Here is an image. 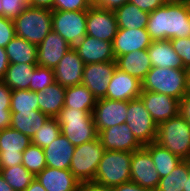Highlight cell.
I'll return each mask as SVG.
<instances>
[{
  "instance_id": "obj_1",
  "label": "cell",
  "mask_w": 190,
  "mask_h": 191,
  "mask_svg": "<svg viewBox=\"0 0 190 191\" xmlns=\"http://www.w3.org/2000/svg\"><path fill=\"white\" fill-rule=\"evenodd\" d=\"M152 41L190 37V0H169L149 15Z\"/></svg>"
},
{
  "instance_id": "obj_2",
  "label": "cell",
  "mask_w": 190,
  "mask_h": 191,
  "mask_svg": "<svg viewBox=\"0 0 190 191\" xmlns=\"http://www.w3.org/2000/svg\"><path fill=\"white\" fill-rule=\"evenodd\" d=\"M132 152L105 150L93 182L113 188L131 181Z\"/></svg>"
},
{
  "instance_id": "obj_3",
  "label": "cell",
  "mask_w": 190,
  "mask_h": 191,
  "mask_svg": "<svg viewBox=\"0 0 190 191\" xmlns=\"http://www.w3.org/2000/svg\"><path fill=\"white\" fill-rule=\"evenodd\" d=\"M61 133L76 147L98 138L92 113L63 107L56 117Z\"/></svg>"
},
{
  "instance_id": "obj_4",
  "label": "cell",
  "mask_w": 190,
  "mask_h": 191,
  "mask_svg": "<svg viewBox=\"0 0 190 191\" xmlns=\"http://www.w3.org/2000/svg\"><path fill=\"white\" fill-rule=\"evenodd\" d=\"M13 22L17 37L38 46L53 30L52 10L27 6Z\"/></svg>"
},
{
  "instance_id": "obj_5",
  "label": "cell",
  "mask_w": 190,
  "mask_h": 191,
  "mask_svg": "<svg viewBox=\"0 0 190 191\" xmlns=\"http://www.w3.org/2000/svg\"><path fill=\"white\" fill-rule=\"evenodd\" d=\"M142 82V90L166 94L180 100L187 93L186 69L152 67Z\"/></svg>"
},
{
  "instance_id": "obj_6",
  "label": "cell",
  "mask_w": 190,
  "mask_h": 191,
  "mask_svg": "<svg viewBox=\"0 0 190 191\" xmlns=\"http://www.w3.org/2000/svg\"><path fill=\"white\" fill-rule=\"evenodd\" d=\"M155 142L185 160L190 155V126L178 115L158 125Z\"/></svg>"
},
{
  "instance_id": "obj_7",
  "label": "cell",
  "mask_w": 190,
  "mask_h": 191,
  "mask_svg": "<svg viewBox=\"0 0 190 191\" xmlns=\"http://www.w3.org/2000/svg\"><path fill=\"white\" fill-rule=\"evenodd\" d=\"M87 11L52 10L53 31L69 44V50H78L87 35Z\"/></svg>"
},
{
  "instance_id": "obj_8",
  "label": "cell",
  "mask_w": 190,
  "mask_h": 191,
  "mask_svg": "<svg viewBox=\"0 0 190 191\" xmlns=\"http://www.w3.org/2000/svg\"><path fill=\"white\" fill-rule=\"evenodd\" d=\"M105 152L99 138L75 147L69 170L80 182H91Z\"/></svg>"
},
{
  "instance_id": "obj_9",
  "label": "cell",
  "mask_w": 190,
  "mask_h": 191,
  "mask_svg": "<svg viewBox=\"0 0 190 191\" xmlns=\"http://www.w3.org/2000/svg\"><path fill=\"white\" fill-rule=\"evenodd\" d=\"M126 117L125 123L142 146L155 142L158 125L140 97L128 101Z\"/></svg>"
},
{
  "instance_id": "obj_10",
  "label": "cell",
  "mask_w": 190,
  "mask_h": 191,
  "mask_svg": "<svg viewBox=\"0 0 190 191\" xmlns=\"http://www.w3.org/2000/svg\"><path fill=\"white\" fill-rule=\"evenodd\" d=\"M31 143V138L11 127L0 131V168L22 164V152Z\"/></svg>"
},
{
  "instance_id": "obj_11",
  "label": "cell",
  "mask_w": 190,
  "mask_h": 191,
  "mask_svg": "<svg viewBox=\"0 0 190 191\" xmlns=\"http://www.w3.org/2000/svg\"><path fill=\"white\" fill-rule=\"evenodd\" d=\"M130 167L131 182L151 191L157 189L161 177L156 170L150 153L144 147L132 152Z\"/></svg>"
},
{
  "instance_id": "obj_12",
  "label": "cell",
  "mask_w": 190,
  "mask_h": 191,
  "mask_svg": "<svg viewBox=\"0 0 190 191\" xmlns=\"http://www.w3.org/2000/svg\"><path fill=\"white\" fill-rule=\"evenodd\" d=\"M87 35L96 39L113 42L118 31V23L112 10L91 6L87 10Z\"/></svg>"
},
{
  "instance_id": "obj_13",
  "label": "cell",
  "mask_w": 190,
  "mask_h": 191,
  "mask_svg": "<svg viewBox=\"0 0 190 191\" xmlns=\"http://www.w3.org/2000/svg\"><path fill=\"white\" fill-rule=\"evenodd\" d=\"M128 101L97 99L92 115L97 132L126 122Z\"/></svg>"
},
{
  "instance_id": "obj_14",
  "label": "cell",
  "mask_w": 190,
  "mask_h": 191,
  "mask_svg": "<svg viewBox=\"0 0 190 191\" xmlns=\"http://www.w3.org/2000/svg\"><path fill=\"white\" fill-rule=\"evenodd\" d=\"M116 67V61L85 64L81 84L85 85L97 99L105 98Z\"/></svg>"
},
{
  "instance_id": "obj_15",
  "label": "cell",
  "mask_w": 190,
  "mask_h": 191,
  "mask_svg": "<svg viewBox=\"0 0 190 191\" xmlns=\"http://www.w3.org/2000/svg\"><path fill=\"white\" fill-rule=\"evenodd\" d=\"M139 97L157 125L179 115V100L172 96L142 90Z\"/></svg>"
},
{
  "instance_id": "obj_16",
  "label": "cell",
  "mask_w": 190,
  "mask_h": 191,
  "mask_svg": "<svg viewBox=\"0 0 190 191\" xmlns=\"http://www.w3.org/2000/svg\"><path fill=\"white\" fill-rule=\"evenodd\" d=\"M98 138L105 150L133 152L143 147L126 123L99 131Z\"/></svg>"
},
{
  "instance_id": "obj_17",
  "label": "cell",
  "mask_w": 190,
  "mask_h": 191,
  "mask_svg": "<svg viewBox=\"0 0 190 191\" xmlns=\"http://www.w3.org/2000/svg\"><path fill=\"white\" fill-rule=\"evenodd\" d=\"M142 82L116 67L109 81L106 97L110 100L129 101L139 98Z\"/></svg>"
},
{
  "instance_id": "obj_18",
  "label": "cell",
  "mask_w": 190,
  "mask_h": 191,
  "mask_svg": "<svg viewBox=\"0 0 190 191\" xmlns=\"http://www.w3.org/2000/svg\"><path fill=\"white\" fill-rule=\"evenodd\" d=\"M151 43L152 39L146 29L119 28L112 42L113 53L117 59L133 51L148 49Z\"/></svg>"
},
{
  "instance_id": "obj_19",
  "label": "cell",
  "mask_w": 190,
  "mask_h": 191,
  "mask_svg": "<svg viewBox=\"0 0 190 191\" xmlns=\"http://www.w3.org/2000/svg\"><path fill=\"white\" fill-rule=\"evenodd\" d=\"M85 63L74 50H69L54 68L55 82L64 87L82 83Z\"/></svg>"
},
{
  "instance_id": "obj_20",
  "label": "cell",
  "mask_w": 190,
  "mask_h": 191,
  "mask_svg": "<svg viewBox=\"0 0 190 191\" xmlns=\"http://www.w3.org/2000/svg\"><path fill=\"white\" fill-rule=\"evenodd\" d=\"M69 51V44L58 33L53 30L48 33L45 39L37 46L38 65L47 68H54Z\"/></svg>"
},
{
  "instance_id": "obj_21",
  "label": "cell",
  "mask_w": 190,
  "mask_h": 191,
  "mask_svg": "<svg viewBox=\"0 0 190 191\" xmlns=\"http://www.w3.org/2000/svg\"><path fill=\"white\" fill-rule=\"evenodd\" d=\"M35 178L46 191H77L81 183L69 169L47 166Z\"/></svg>"
},
{
  "instance_id": "obj_22",
  "label": "cell",
  "mask_w": 190,
  "mask_h": 191,
  "mask_svg": "<svg viewBox=\"0 0 190 191\" xmlns=\"http://www.w3.org/2000/svg\"><path fill=\"white\" fill-rule=\"evenodd\" d=\"M46 166L57 169H69L75 146L62 133L43 148Z\"/></svg>"
},
{
  "instance_id": "obj_23",
  "label": "cell",
  "mask_w": 190,
  "mask_h": 191,
  "mask_svg": "<svg viewBox=\"0 0 190 191\" xmlns=\"http://www.w3.org/2000/svg\"><path fill=\"white\" fill-rule=\"evenodd\" d=\"M76 52L85 64L116 61L112 42L96 39L89 35H86L85 41Z\"/></svg>"
},
{
  "instance_id": "obj_24",
  "label": "cell",
  "mask_w": 190,
  "mask_h": 191,
  "mask_svg": "<svg viewBox=\"0 0 190 191\" xmlns=\"http://www.w3.org/2000/svg\"><path fill=\"white\" fill-rule=\"evenodd\" d=\"M147 52L152 67L185 69L170 40L152 41Z\"/></svg>"
},
{
  "instance_id": "obj_25",
  "label": "cell",
  "mask_w": 190,
  "mask_h": 191,
  "mask_svg": "<svg viewBox=\"0 0 190 191\" xmlns=\"http://www.w3.org/2000/svg\"><path fill=\"white\" fill-rule=\"evenodd\" d=\"M65 91L66 87L54 82L37 92L39 110L50 118H56L64 107Z\"/></svg>"
},
{
  "instance_id": "obj_26",
  "label": "cell",
  "mask_w": 190,
  "mask_h": 191,
  "mask_svg": "<svg viewBox=\"0 0 190 191\" xmlns=\"http://www.w3.org/2000/svg\"><path fill=\"white\" fill-rule=\"evenodd\" d=\"M117 68L136 77L140 81L152 68L147 49L133 51L116 59Z\"/></svg>"
},
{
  "instance_id": "obj_27",
  "label": "cell",
  "mask_w": 190,
  "mask_h": 191,
  "mask_svg": "<svg viewBox=\"0 0 190 191\" xmlns=\"http://www.w3.org/2000/svg\"><path fill=\"white\" fill-rule=\"evenodd\" d=\"M49 118V116L40 110L11 112L10 127L32 139L35 132L38 131Z\"/></svg>"
},
{
  "instance_id": "obj_28",
  "label": "cell",
  "mask_w": 190,
  "mask_h": 191,
  "mask_svg": "<svg viewBox=\"0 0 190 191\" xmlns=\"http://www.w3.org/2000/svg\"><path fill=\"white\" fill-rule=\"evenodd\" d=\"M118 28L146 29L150 13L140 10L133 3L127 2L114 10Z\"/></svg>"
},
{
  "instance_id": "obj_29",
  "label": "cell",
  "mask_w": 190,
  "mask_h": 191,
  "mask_svg": "<svg viewBox=\"0 0 190 191\" xmlns=\"http://www.w3.org/2000/svg\"><path fill=\"white\" fill-rule=\"evenodd\" d=\"M10 63L38 64L37 45L15 36L5 47Z\"/></svg>"
},
{
  "instance_id": "obj_30",
  "label": "cell",
  "mask_w": 190,
  "mask_h": 191,
  "mask_svg": "<svg viewBox=\"0 0 190 191\" xmlns=\"http://www.w3.org/2000/svg\"><path fill=\"white\" fill-rule=\"evenodd\" d=\"M97 98L83 84L66 87L64 106L92 113Z\"/></svg>"
},
{
  "instance_id": "obj_31",
  "label": "cell",
  "mask_w": 190,
  "mask_h": 191,
  "mask_svg": "<svg viewBox=\"0 0 190 191\" xmlns=\"http://www.w3.org/2000/svg\"><path fill=\"white\" fill-rule=\"evenodd\" d=\"M38 64H26V63H9L7 71L2 81L11 90L29 89V84L32 80L33 71Z\"/></svg>"
},
{
  "instance_id": "obj_32",
  "label": "cell",
  "mask_w": 190,
  "mask_h": 191,
  "mask_svg": "<svg viewBox=\"0 0 190 191\" xmlns=\"http://www.w3.org/2000/svg\"><path fill=\"white\" fill-rule=\"evenodd\" d=\"M151 155L153 163L161 178L170 174L182 159L170 150L158 145L156 142L143 146Z\"/></svg>"
},
{
  "instance_id": "obj_33",
  "label": "cell",
  "mask_w": 190,
  "mask_h": 191,
  "mask_svg": "<svg viewBox=\"0 0 190 191\" xmlns=\"http://www.w3.org/2000/svg\"><path fill=\"white\" fill-rule=\"evenodd\" d=\"M189 176L188 164L182 160L173 171L160 179L155 191H183L186 190V180Z\"/></svg>"
},
{
  "instance_id": "obj_34",
  "label": "cell",
  "mask_w": 190,
  "mask_h": 191,
  "mask_svg": "<svg viewBox=\"0 0 190 191\" xmlns=\"http://www.w3.org/2000/svg\"><path fill=\"white\" fill-rule=\"evenodd\" d=\"M0 174L15 191H24L35 179V176L22 164L0 168Z\"/></svg>"
},
{
  "instance_id": "obj_35",
  "label": "cell",
  "mask_w": 190,
  "mask_h": 191,
  "mask_svg": "<svg viewBox=\"0 0 190 191\" xmlns=\"http://www.w3.org/2000/svg\"><path fill=\"white\" fill-rule=\"evenodd\" d=\"M39 110L37 92L29 89L12 90L10 111L25 112Z\"/></svg>"
},
{
  "instance_id": "obj_36",
  "label": "cell",
  "mask_w": 190,
  "mask_h": 191,
  "mask_svg": "<svg viewBox=\"0 0 190 191\" xmlns=\"http://www.w3.org/2000/svg\"><path fill=\"white\" fill-rule=\"evenodd\" d=\"M22 165L34 176L46 167V159L43 148L30 144L22 152Z\"/></svg>"
},
{
  "instance_id": "obj_37",
  "label": "cell",
  "mask_w": 190,
  "mask_h": 191,
  "mask_svg": "<svg viewBox=\"0 0 190 191\" xmlns=\"http://www.w3.org/2000/svg\"><path fill=\"white\" fill-rule=\"evenodd\" d=\"M61 133V127L58 123L57 118H49L43 126L33 135L31 142L32 144L45 148L51 144Z\"/></svg>"
},
{
  "instance_id": "obj_38",
  "label": "cell",
  "mask_w": 190,
  "mask_h": 191,
  "mask_svg": "<svg viewBox=\"0 0 190 191\" xmlns=\"http://www.w3.org/2000/svg\"><path fill=\"white\" fill-rule=\"evenodd\" d=\"M55 82L54 70L44 66L37 65L33 71L32 80L29 84V90L39 92L45 87Z\"/></svg>"
},
{
  "instance_id": "obj_39",
  "label": "cell",
  "mask_w": 190,
  "mask_h": 191,
  "mask_svg": "<svg viewBox=\"0 0 190 191\" xmlns=\"http://www.w3.org/2000/svg\"><path fill=\"white\" fill-rule=\"evenodd\" d=\"M11 92L12 90L3 81H0V131L10 127Z\"/></svg>"
},
{
  "instance_id": "obj_40",
  "label": "cell",
  "mask_w": 190,
  "mask_h": 191,
  "mask_svg": "<svg viewBox=\"0 0 190 191\" xmlns=\"http://www.w3.org/2000/svg\"><path fill=\"white\" fill-rule=\"evenodd\" d=\"M176 54L181 58L185 69L190 67V37L170 39Z\"/></svg>"
},
{
  "instance_id": "obj_41",
  "label": "cell",
  "mask_w": 190,
  "mask_h": 191,
  "mask_svg": "<svg viewBox=\"0 0 190 191\" xmlns=\"http://www.w3.org/2000/svg\"><path fill=\"white\" fill-rule=\"evenodd\" d=\"M3 6V16L14 20L28 6L27 0H1Z\"/></svg>"
},
{
  "instance_id": "obj_42",
  "label": "cell",
  "mask_w": 190,
  "mask_h": 191,
  "mask_svg": "<svg viewBox=\"0 0 190 191\" xmlns=\"http://www.w3.org/2000/svg\"><path fill=\"white\" fill-rule=\"evenodd\" d=\"M91 6L88 0H54L53 10L87 11Z\"/></svg>"
},
{
  "instance_id": "obj_43",
  "label": "cell",
  "mask_w": 190,
  "mask_h": 191,
  "mask_svg": "<svg viewBox=\"0 0 190 191\" xmlns=\"http://www.w3.org/2000/svg\"><path fill=\"white\" fill-rule=\"evenodd\" d=\"M15 36L13 20L0 16V47L5 48Z\"/></svg>"
},
{
  "instance_id": "obj_44",
  "label": "cell",
  "mask_w": 190,
  "mask_h": 191,
  "mask_svg": "<svg viewBox=\"0 0 190 191\" xmlns=\"http://www.w3.org/2000/svg\"><path fill=\"white\" fill-rule=\"evenodd\" d=\"M169 0H129L128 2L133 3L140 10L151 13L157 8L163 6Z\"/></svg>"
},
{
  "instance_id": "obj_45",
  "label": "cell",
  "mask_w": 190,
  "mask_h": 191,
  "mask_svg": "<svg viewBox=\"0 0 190 191\" xmlns=\"http://www.w3.org/2000/svg\"><path fill=\"white\" fill-rule=\"evenodd\" d=\"M179 115L182 116L190 126V94L186 93L179 100Z\"/></svg>"
},
{
  "instance_id": "obj_46",
  "label": "cell",
  "mask_w": 190,
  "mask_h": 191,
  "mask_svg": "<svg viewBox=\"0 0 190 191\" xmlns=\"http://www.w3.org/2000/svg\"><path fill=\"white\" fill-rule=\"evenodd\" d=\"M129 0H100L95 6L104 9V10H112L122 7Z\"/></svg>"
},
{
  "instance_id": "obj_47",
  "label": "cell",
  "mask_w": 190,
  "mask_h": 191,
  "mask_svg": "<svg viewBox=\"0 0 190 191\" xmlns=\"http://www.w3.org/2000/svg\"><path fill=\"white\" fill-rule=\"evenodd\" d=\"M77 191H112L111 188H107L103 185L91 182H81Z\"/></svg>"
},
{
  "instance_id": "obj_48",
  "label": "cell",
  "mask_w": 190,
  "mask_h": 191,
  "mask_svg": "<svg viewBox=\"0 0 190 191\" xmlns=\"http://www.w3.org/2000/svg\"><path fill=\"white\" fill-rule=\"evenodd\" d=\"M112 191H151L147 188L140 187L138 184L134 182L123 183L119 186H115L111 188Z\"/></svg>"
},
{
  "instance_id": "obj_49",
  "label": "cell",
  "mask_w": 190,
  "mask_h": 191,
  "mask_svg": "<svg viewBox=\"0 0 190 191\" xmlns=\"http://www.w3.org/2000/svg\"><path fill=\"white\" fill-rule=\"evenodd\" d=\"M9 63L10 62L6 54L5 48L0 47V81H2L5 72L7 71Z\"/></svg>"
},
{
  "instance_id": "obj_50",
  "label": "cell",
  "mask_w": 190,
  "mask_h": 191,
  "mask_svg": "<svg viewBox=\"0 0 190 191\" xmlns=\"http://www.w3.org/2000/svg\"><path fill=\"white\" fill-rule=\"evenodd\" d=\"M28 6L53 10L54 0H27Z\"/></svg>"
},
{
  "instance_id": "obj_51",
  "label": "cell",
  "mask_w": 190,
  "mask_h": 191,
  "mask_svg": "<svg viewBox=\"0 0 190 191\" xmlns=\"http://www.w3.org/2000/svg\"><path fill=\"white\" fill-rule=\"evenodd\" d=\"M24 191H46L40 182L35 178Z\"/></svg>"
},
{
  "instance_id": "obj_52",
  "label": "cell",
  "mask_w": 190,
  "mask_h": 191,
  "mask_svg": "<svg viewBox=\"0 0 190 191\" xmlns=\"http://www.w3.org/2000/svg\"><path fill=\"white\" fill-rule=\"evenodd\" d=\"M0 191H15L0 174Z\"/></svg>"
},
{
  "instance_id": "obj_53",
  "label": "cell",
  "mask_w": 190,
  "mask_h": 191,
  "mask_svg": "<svg viewBox=\"0 0 190 191\" xmlns=\"http://www.w3.org/2000/svg\"><path fill=\"white\" fill-rule=\"evenodd\" d=\"M187 71V93L190 94V67L186 69Z\"/></svg>"
},
{
  "instance_id": "obj_54",
  "label": "cell",
  "mask_w": 190,
  "mask_h": 191,
  "mask_svg": "<svg viewBox=\"0 0 190 191\" xmlns=\"http://www.w3.org/2000/svg\"><path fill=\"white\" fill-rule=\"evenodd\" d=\"M183 191H190V174L188 176V179L186 180V190Z\"/></svg>"
},
{
  "instance_id": "obj_55",
  "label": "cell",
  "mask_w": 190,
  "mask_h": 191,
  "mask_svg": "<svg viewBox=\"0 0 190 191\" xmlns=\"http://www.w3.org/2000/svg\"><path fill=\"white\" fill-rule=\"evenodd\" d=\"M185 161L188 164L189 174H190V155L185 159Z\"/></svg>"
},
{
  "instance_id": "obj_56",
  "label": "cell",
  "mask_w": 190,
  "mask_h": 191,
  "mask_svg": "<svg viewBox=\"0 0 190 191\" xmlns=\"http://www.w3.org/2000/svg\"><path fill=\"white\" fill-rule=\"evenodd\" d=\"M92 6H95L100 0H88Z\"/></svg>"
},
{
  "instance_id": "obj_57",
  "label": "cell",
  "mask_w": 190,
  "mask_h": 191,
  "mask_svg": "<svg viewBox=\"0 0 190 191\" xmlns=\"http://www.w3.org/2000/svg\"><path fill=\"white\" fill-rule=\"evenodd\" d=\"M0 16H3V6L1 0H0Z\"/></svg>"
}]
</instances>
